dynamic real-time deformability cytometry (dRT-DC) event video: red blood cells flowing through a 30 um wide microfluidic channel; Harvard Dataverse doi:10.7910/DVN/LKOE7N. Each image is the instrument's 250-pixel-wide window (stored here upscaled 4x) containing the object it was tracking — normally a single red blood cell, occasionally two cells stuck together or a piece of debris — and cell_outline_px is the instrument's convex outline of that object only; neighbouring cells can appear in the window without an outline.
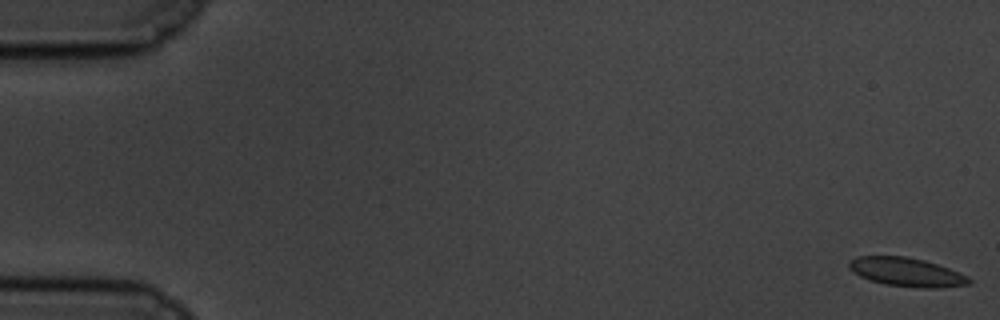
{"species": "common noctule bat (a hibernating species)", "species_latin": "Nyctalus noctula", "temperature_condition": "cold", "stored_images_in_passage": 10, "camera_frame_rate_fps": 3000, "um_per_image_px": 0.085, "animal": {"sex": "male", "body_mass_g": 19.5, "forearm_length_mm": 54.6}, "frame": {"image": 1, "passage_image": 1, "time_ms": 0.0, "image_size_px": [1000, 320], "cell_outline_px": [[972, 284], [940, 288], [920, 288], [884, 284], [860, 276], [852, 272], [848, 268], [848, 264], [856, 256], [904, 256], [924, 260], [948, 268], [968, 276], [972, 280]], "centroid_in_image_um": [77.08, 23.13], "position_along_channel_um": 7.9, "area_um2": 20.11}}